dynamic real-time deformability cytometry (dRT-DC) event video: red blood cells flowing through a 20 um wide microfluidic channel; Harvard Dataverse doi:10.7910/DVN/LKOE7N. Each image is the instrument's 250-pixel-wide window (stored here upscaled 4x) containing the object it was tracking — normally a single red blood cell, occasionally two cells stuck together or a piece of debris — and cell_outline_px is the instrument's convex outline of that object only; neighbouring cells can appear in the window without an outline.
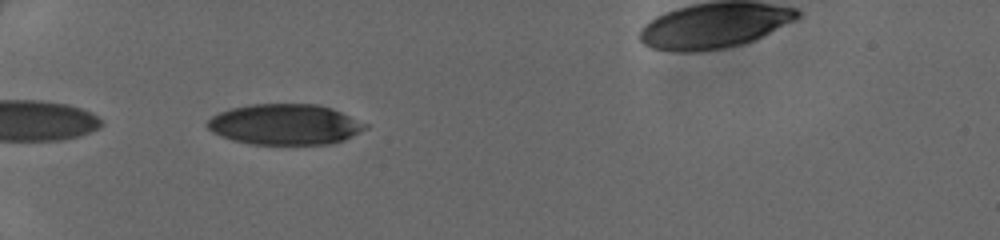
{"species": "human", "species_latin": "Homo sapiens", "temperature_condition": "cold", "stored_images_in_passage": 9, "camera_frame_rate_fps": 3000, "um_per_image_px": 0.085, "donor": {"sex": "female"}, "frame": {"image": 1, "passage_image": 1, "time_ms": 0.0, "image_size_px": [1000, 240], "cell_outline_px": [[368, 128], [344, 140], [332, 144], [248, 144], [232, 140], [220, 136], [212, 132], [208, 128], [208, 120], [212, 116], [220, 112], [232, 108], [252, 104], [316, 104], [332, 108], [368, 124]], "centroid_in_image_um": [24.23, 10.58], "position_along_channel_um": 60.8, "area_um2": 37.45}}
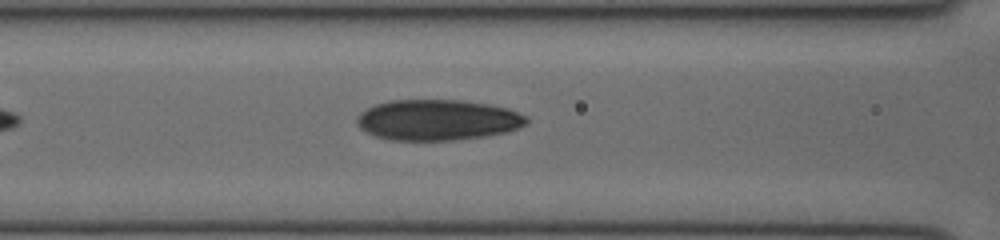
{"frame": {"image": 2, "passage_image": 7, "time_ms": 2.0, "image_size_px": [1000, 240], "cell_outline_px": [[528, 124], [508, 132], [484, 136], [456, 140], [388, 140], [376, 136], [360, 128], [356, 124], [356, 116], [360, 112], [376, 104], [388, 100], [460, 100], [488, 104], [508, 108], [528, 116]], "centroid_in_image_um": [37.21, 10.19], "position_along_channel_um": 129.4, "area_um2": 40.52}}
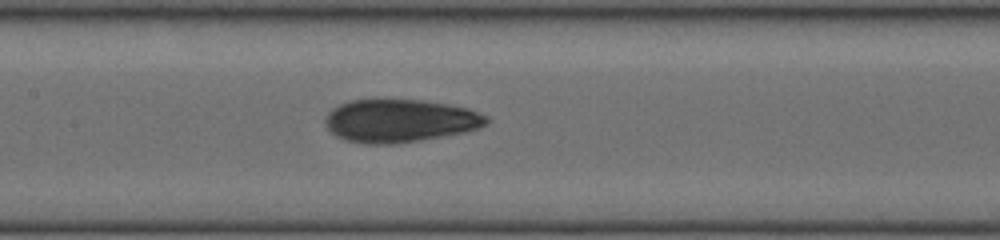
{"frame": {"image": 3, "passage_image": 9, "time_ms": 2.667, "image_size_px": [1000, 240], "cell_outline_px": [[488, 120], [484, 124], [476, 128], [464, 132], [420, 140], [396, 144], [364, 144], [344, 140], [336, 136], [324, 124], [324, 120], [328, 112], [332, 108], [340, 104], [352, 100], [420, 100], [468, 108], [488, 116]], "centroid_in_image_um": [33.93, 10.27], "position_along_channel_um": 173.5, "area_um2": 40.11}}